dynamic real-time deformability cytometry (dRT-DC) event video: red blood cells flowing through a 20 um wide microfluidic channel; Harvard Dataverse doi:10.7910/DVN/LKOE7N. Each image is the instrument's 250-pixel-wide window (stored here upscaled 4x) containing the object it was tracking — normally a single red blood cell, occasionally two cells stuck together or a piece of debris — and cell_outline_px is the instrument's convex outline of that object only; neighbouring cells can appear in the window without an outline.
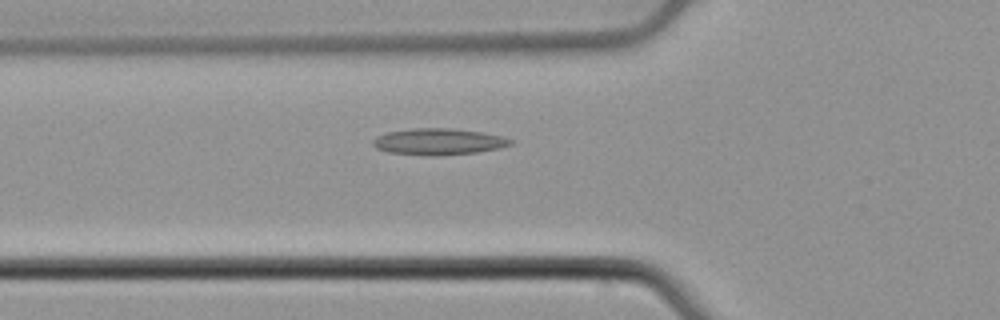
{"species": "common noctule bat (a hibernating species)", "species_latin": "Nyctalus noctula", "temperature_condition": "cold", "stored_images_in_passage": 52, "camera_frame_rate_fps": 3000, "um_per_image_px": 0.085, "animal": {"sex": "male", "body_mass_g": 21.5, "forearm_length_mm": 52.0}, "frame": {"image": 1, "passage_image": 18, "time_ms": 5.667, "image_size_px": [1000, 320], "cell_outline_px": [[516, 140], [512, 144], [500, 148], [476, 152], [444, 156], [428, 156], [388, 152], [376, 148], [372, 144], [372, 140], [376, 136], [388, 132], [412, 128], [448, 128], [480, 132], [504, 136]], "centroid_in_image_um": [37.29, 12.05], "position_along_channel_um": 88.5, "area_um2": 21.44}}
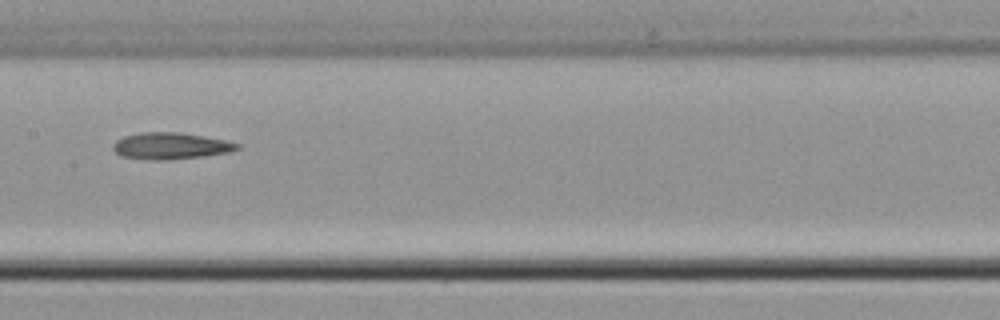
{"frame": {"image": 2, "passage_image": 26, "time_ms": 8.333, "image_size_px": [1000, 320], "cell_outline_px": [[240, 148], [228, 152], [200, 156], [164, 160], [152, 160], [120, 156], [112, 148], [112, 144], [116, 140], [124, 136], [140, 132], [180, 132], [204, 136], [224, 140], [240, 144]], "centroid_in_image_um": [14.45, 12.39], "position_along_channel_um": 192.9, "area_um2": 19.13}}
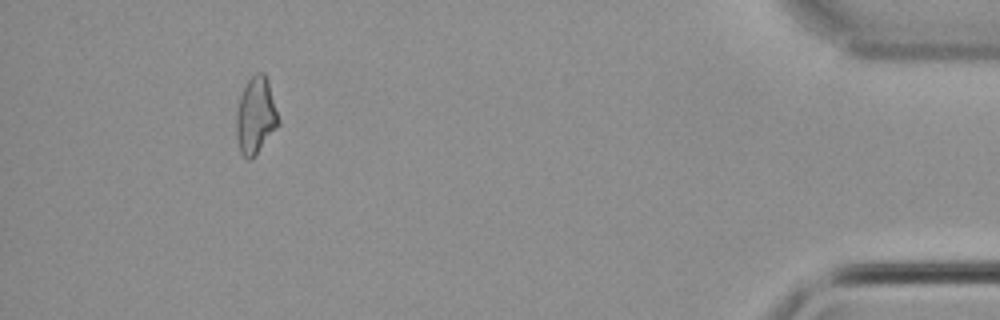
{"frame": {"image": 3, "passage_image": 48, "time_ms": 15.667, "image_size_px": [1000, 320], "cell_outline_px": [[280, 124], [256, 156], [252, 160], [248, 160], [240, 152], [236, 136], [236, 112], [240, 96], [248, 80], [256, 72], [264, 72], [268, 80], [280, 120]], "centroid_in_image_um": [21.74, 9.86], "position_along_channel_um": 413.5, "area_um2": 19.13}, "authors_computed_cell_mechanics": {"area_um2": 19.0451, "velocity_mm_per_s": 3.8979, "shape_relaxation_time_tau1_ms": null, "shape_relaxation_time_tau2_ms": 5.1345, "deformation_change_tau1": null, "deformation_change_tau2": 0.1504}}